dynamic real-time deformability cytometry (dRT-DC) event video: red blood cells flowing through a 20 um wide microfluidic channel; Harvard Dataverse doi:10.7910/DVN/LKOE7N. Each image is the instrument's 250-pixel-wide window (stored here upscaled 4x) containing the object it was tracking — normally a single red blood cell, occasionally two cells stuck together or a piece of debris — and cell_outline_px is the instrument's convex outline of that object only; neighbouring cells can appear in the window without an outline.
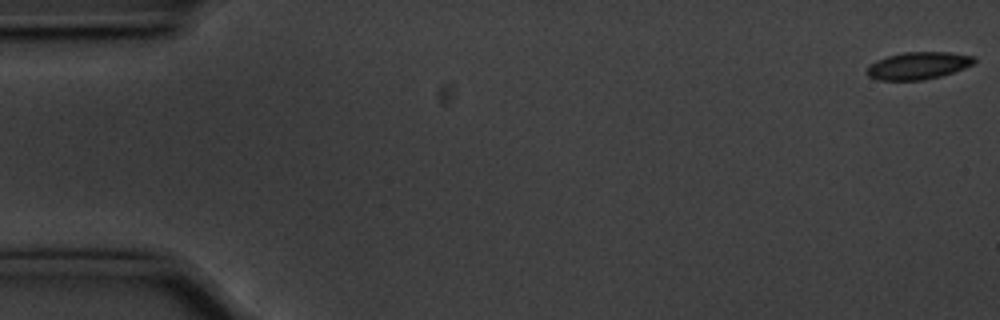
{"species": "common noctule bat (a hibernating species)", "species_latin": "Nyctalus noctula", "temperature_condition": "cold", "stored_images_in_passage": 56, "camera_frame_rate_fps": 3000, "um_per_image_px": 0.085, "animal": {"sex": "male", "body_mass_g": 20.1, "forearm_length_mm": 53.5}, "frame": {"image": 1, "passage_image": 1, "time_ms": 0.0, "image_size_px": [1000, 320], "cell_outline_px": [[976, 60], [972, 64], [964, 68], [940, 76], [924, 80], [876, 80], [868, 76], [864, 72], [868, 64], [876, 60], [888, 56], [904, 52], [948, 52], [976, 56]], "centroid_in_image_um": [77.99, 5.58], "position_along_channel_um": 7.0, "area_um2": 17.22}}
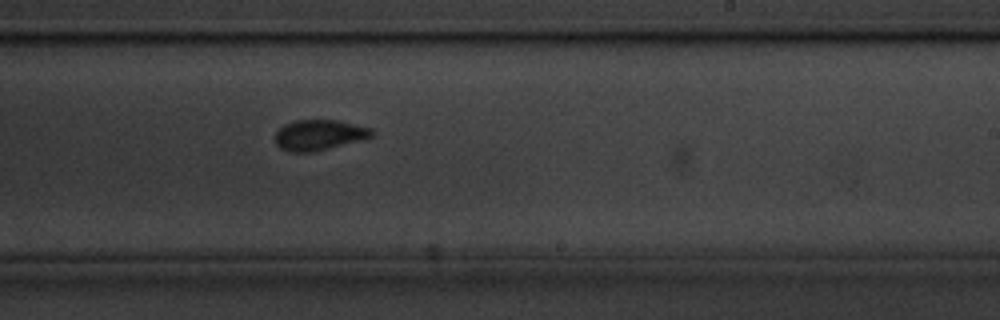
{"frame": {"image": 2, "passage_image": 34, "time_ms": 11.0, "image_size_px": [1000, 320], "cell_outline_px": [[376, 132], [372, 136], [364, 140], [312, 152], [292, 152], [280, 148], [276, 144], [276, 132], [284, 124], [296, 120], [336, 120], [372, 128]], "centroid_in_image_um": [27.16, 11.47], "position_along_channel_um": 261.8, "area_um2": 17.22}}
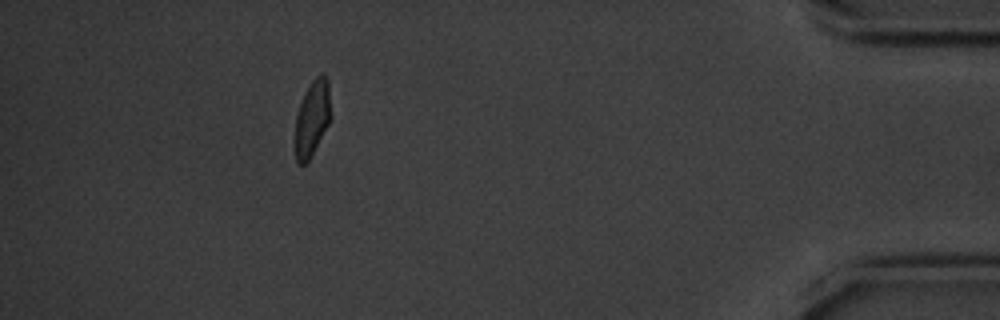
{"frame": {"image": 3, "passage_image": 51, "time_ms": 16.667, "image_size_px": [1000, 320], "cell_outline_px": [[332, 116], [328, 124], [308, 160], [304, 164], [300, 164], [296, 160], [296, 116], [304, 92], [312, 80], [320, 72], [324, 72], [328, 80]], "centroid_in_image_um": [26.57, 9.95], "position_along_channel_um": 408.6, "area_um2": 15.61}, "authors_computed_cell_mechanics": {"area_um2": 17.34, "velocity_mm_per_s": 3.5519, "shape_relaxation_time_tau1_ms": 3.9937, "shape_relaxation_time_tau2_ms": 0.9022, "deformation_change_tau1": 0.1104, "deformation_change_tau2": 0.0535}}